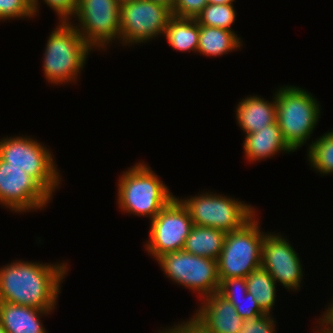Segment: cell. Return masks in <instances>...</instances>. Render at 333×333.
<instances>
[{"label":"cell","mask_w":333,"mask_h":333,"mask_svg":"<svg viewBox=\"0 0 333 333\" xmlns=\"http://www.w3.org/2000/svg\"><path fill=\"white\" fill-rule=\"evenodd\" d=\"M68 264L16 260L0 267V301L55 309Z\"/></svg>","instance_id":"6da1fadb"},{"label":"cell","mask_w":333,"mask_h":333,"mask_svg":"<svg viewBox=\"0 0 333 333\" xmlns=\"http://www.w3.org/2000/svg\"><path fill=\"white\" fill-rule=\"evenodd\" d=\"M43 58V73L51 84L75 82L92 48L72 21H60L49 34Z\"/></svg>","instance_id":"7a4b0ae2"},{"label":"cell","mask_w":333,"mask_h":333,"mask_svg":"<svg viewBox=\"0 0 333 333\" xmlns=\"http://www.w3.org/2000/svg\"><path fill=\"white\" fill-rule=\"evenodd\" d=\"M118 207L152 220L175 196L148 165L136 163L119 177Z\"/></svg>","instance_id":"3957f363"},{"label":"cell","mask_w":333,"mask_h":333,"mask_svg":"<svg viewBox=\"0 0 333 333\" xmlns=\"http://www.w3.org/2000/svg\"><path fill=\"white\" fill-rule=\"evenodd\" d=\"M276 121L287 146L295 152L316 128L320 117V105L310 92L297 86L285 85L275 92Z\"/></svg>","instance_id":"277c9868"},{"label":"cell","mask_w":333,"mask_h":333,"mask_svg":"<svg viewBox=\"0 0 333 333\" xmlns=\"http://www.w3.org/2000/svg\"><path fill=\"white\" fill-rule=\"evenodd\" d=\"M255 214L242 227L227 232L222 251L217 260L219 281L246 276L261 267L262 246L265 232Z\"/></svg>","instance_id":"5b68a950"},{"label":"cell","mask_w":333,"mask_h":333,"mask_svg":"<svg viewBox=\"0 0 333 333\" xmlns=\"http://www.w3.org/2000/svg\"><path fill=\"white\" fill-rule=\"evenodd\" d=\"M48 149L27 136L3 137L0 140V159L10 166L22 168L53 196L61 177Z\"/></svg>","instance_id":"8992f818"},{"label":"cell","mask_w":333,"mask_h":333,"mask_svg":"<svg viewBox=\"0 0 333 333\" xmlns=\"http://www.w3.org/2000/svg\"><path fill=\"white\" fill-rule=\"evenodd\" d=\"M180 200L187 207L194 225L226 233L239 229L256 214L253 206L222 194L202 192Z\"/></svg>","instance_id":"52a82bcc"},{"label":"cell","mask_w":333,"mask_h":333,"mask_svg":"<svg viewBox=\"0 0 333 333\" xmlns=\"http://www.w3.org/2000/svg\"><path fill=\"white\" fill-rule=\"evenodd\" d=\"M156 261L166 277L198 292L201 298L218 293L220 281L217 260L180 250L166 253Z\"/></svg>","instance_id":"ba28073f"},{"label":"cell","mask_w":333,"mask_h":333,"mask_svg":"<svg viewBox=\"0 0 333 333\" xmlns=\"http://www.w3.org/2000/svg\"><path fill=\"white\" fill-rule=\"evenodd\" d=\"M172 17L169 7L152 0H133L120 6V42L123 46L147 42L164 34Z\"/></svg>","instance_id":"9c48e42d"},{"label":"cell","mask_w":333,"mask_h":333,"mask_svg":"<svg viewBox=\"0 0 333 333\" xmlns=\"http://www.w3.org/2000/svg\"><path fill=\"white\" fill-rule=\"evenodd\" d=\"M193 220L179 197H174L151 221L150 239L145 247L155 260L162 255L183 250L193 228Z\"/></svg>","instance_id":"30bf717a"},{"label":"cell","mask_w":333,"mask_h":333,"mask_svg":"<svg viewBox=\"0 0 333 333\" xmlns=\"http://www.w3.org/2000/svg\"><path fill=\"white\" fill-rule=\"evenodd\" d=\"M120 6L118 0H79L75 28L93 50L120 40Z\"/></svg>","instance_id":"8fae6325"},{"label":"cell","mask_w":333,"mask_h":333,"mask_svg":"<svg viewBox=\"0 0 333 333\" xmlns=\"http://www.w3.org/2000/svg\"><path fill=\"white\" fill-rule=\"evenodd\" d=\"M52 196L22 168L0 159V204L14 212L43 209Z\"/></svg>","instance_id":"7c38bea8"},{"label":"cell","mask_w":333,"mask_h":333,"mask_svg":"<svg viewBox=\"0 0 333 333\" xmlns=\"http://www.w3.org/2000/svg\"><path fill=\"white\" fill-rule=\"evenodd\" d=\"M261 267H263L285 289H300L303 277L301 260L295 249L279 233H266L263 239Z\"/></svg>","instance_id":"4fadbf2b"},{"label":"cell","mask_w":333,"mask_h":333,"mask_svg":"<svg viewBox=\"0 0 333 333\" xmlns=\"http://www.w3.org/2000/svg\"><path fill=\"white\" fill-rule=\"evenodd\" d=\"M199 309L189 318L203 333H238L243 319L234 305L218 293L206 296Z\"/></svg>","instance_id":"5bb4252c"},{"label":"cell","mask_w":333,"mask_h":333,"mask_svg":"<svg viewBox=\"0 0 333 333\" xmlns=\"http://www.w3.org/2000/svg\"><path fill=\"white\" fill-rule=\"evenodd\" d=\"M271 101L261 96H247L237 104L236 119L243 132L251 134L260 131L261 128L276 122L277 106L276 95Z\"/></svg>","instance_id":"9a60e30c"},{"label":"cell","mask_w":333,"mask_h":333,"mask_svg":"<svg viewBox=\"0 0 333 333\" xmlns=\"http://www.w3.org/2000/svg\"><path fill=\"white\" fill-rule=\"evenodd\" d=\"M53 310L0 301V321L7 333H46L40 318Z\"/></svg>","instance_id":"2e32d148"},{"label":"cell","mask_w":333,"mask_h":333,"mask_svg":"<svg viewBox=\"0 0 333 333\" xmlns=\"http://www.w3.org/2000/svg\"><path fill=\"white\" fill-rule=\"evenodd\" d=\"M243 149L247 160L252 163L271 158L281 151L293 152L283 139L277 121L261 128L260 131L245 135Z\"/></svg>","instance_id":"e0dca14e"},{"label":"cell","mask_w":333,"mask_h":333,"mask_svg":"<svg viewBox=\"0 0 333 333\" xmlns=\"http://www.w3.org/2000/svg\"><path fill=\"white\" fill-rule=\"evenodd\" d=\"M241 45L242 41L235 31L199 25L197 53L216 57L235 51Z\"/></svg>","instance_id":"ac0fdd59"},{"label":"cell","mask_w":333,"mask_h":333,"mask_svg":"<svg viewBox=\"0 0 333 333\" xmlns=\"http://www.w3.org/2000/svg\"><path fill=\"white\" fill-rule=\"evenodd\" d=\"M226 232L221 229L194 225L186 238L183 250L197 256L218 260Z\"/></svg>","instance_id":"d6986e66"},{"label":"cell","mask_w":333,"mask_h":333,"mask_svg":"<svg viewBox=\"0 0 333 333\" xmlns=\"http://www.w3.org/2000/svg\"><path fill=\"white\" fill-rule=\"evenodd\" d=\"M163 36L169 45L179 52H197L199 24L196 19L172 16L168 20Z\"/></svg>","instance_id":"ffe728a7"},{"label":"cell","mask_w":333,"mask_h":333,"mask_svg":"<svg viewBox=\"0 0 333 333\" xmlns=\"http://www.w3.org/2000/svg\"><path fill=\"white\" fill-rule=\"evenodd\" d=\"M247 290L252 294L261 310L271 314L276 300V282L263 268L259 267L246 276Z\"/></svg>","instance_id":"44dd1931"},{"label":"cell","mask_w":333,"mask_h":333,"mask_svg":"<svg viewBox=\"0 0 333 333\" xmlns=\"http://www.w3.org/2000/svg\"><path fill=\"white\" fill-rule=\"evenodd\" d=\"M308 147L310 166L323 176L333 173V130L311 142Z\"/></svg>","instance_id":"7402d4cb"},{"label":"cell","mask_w":333,"mask_h":333,"mask_svg":"<svg viewBox=\"0 0 333 333\" xmlns=\"http://www.w3.org/2000/svg\"><path fill=\"white\" fill-rule=\"evenodd\" d=\"M195 19L199 25L233 31L231 26L236 20V11L233 3L207 4Z\"/></svg>","instance_id":"603a6c76"},{"label":"cell","mask_w":333,"mask_h":333,"mask_svg":"<svg viewBox=\"0 0 333 333\" xmlns=\"http://www.w3.org/2000/svg\"><path fill=\"white\" fill-rule=\"evenodd\" d=\"M34 16L31 0H0V20Z\"/></svg>","instance_id":"cb8c5ba5"},{"label":"cell","mask_w":333,"mask_h":333,"mask_svg":"<svg viewBox=\"0 0 333 333\" xmlns=\"http://www.w3.org/2000/svg\"><path fill=\"white\" fill-rule=\"evenodd\" d=\"M51 9H53L60 21H70L77 11L79 0H43ZM34 16H37L39 0H31ZM70 18V19H69Z\"/></svg>","instance_id":"d4e9b609"},{"label":"cell","mask_w":333,"mask_h":333,"mask_svg":"<svg viewBox=\"0 0 333 333\" xmlns=\"http://www.w3.org/2000/svg\"><path fill=\"white\" fill-rule=\"evenodd\" d=\"M223 298L234 305L238 315L243 320L265 314L259 307L258 303L255 301L252 294L249 292H247L245 296Z\"/></svg>","instance_id":"484cf974"},{"label":"cell","mask_w":333,"mask_h":333,"mask_svg":"<svg viewBox=\"0 0 333 333\" xmlns=\"http://www.w3.org/2000/svg\"><path fill=\"white\" fill-rule=\"evenodd\" d=\"M271 314H263L250 319H244L238 333H275V320Z\"/></svg>","instance_id":"4316f807"},{"label":"cell","mask_w":333,"mask_h":333,"mask_svg":"<svg viewBox=\"0 0 333 333\" xmlns=\"http://www.w3.org/2000/svg\"><path fill=\"white\" fill-rule=\"evenodd\" d=\"M207 4V0H175L171 9L172 16L195 19Z\"/></svg>","instance_id":"83f0119b"},{"label":"cell","mask_w":333,"mask_h":333,"mask_svg":"<svg viewBox=\"0 0 333 333\" xmlns=\"http://www.w3.org/2000/svg\"><path fill=\"white\" fill-rule=\"evenodd\" d=\"M246 278L235 277L220 281L218 294L222 297H239L247 294Z\"/></svg>","instance_id":"f1b7e54d"},{"label":"cell","mask_w":333,"mask_h":333,"mask_svg":"<svg viewBox=\"0 0 333 333\" xmlns=\"http://www.w3.org/2000/svg\"><path fill=\"white\" fill-rule=\"evenodd\" d=\"M159 333H203L193 322L190 320L182 323L175 324L172 328L163 329Z\"/></svg>","instance_id":"f546056e"},{"label":"cell","mask_w":333,"mask_h":333,"mask_svg":"<svg viewBox=\"0 0 333 333\" xmlns=\"http://www.w3.org/2000/svg\"><path fill=\"white\" fill-rule=\"evenodd\" d=\"M333 302V299H331ZM328 306V309L323 312L322 317L319 318L318 323L320 322V326L318 328L317 333H328L329 331H333V303ZM322 326V327H321Z\"/></svg>","instance_id":"4dcf8cb0"},{"label":"cell","mask_w":333,"mask_h":333,"mask_svg":"<svg viewBox=\"0 0 333 333\" xmlns=\"http://www.w3.org/2000/svg\"><path fill=\"white\" fill-rule=\"evenodd\" d=\"M208 4H229L234 3L235 0H207Z\"/></svg>","instance_id":"1f68e13d"},{"label":"cell","mask_w":333,"mask_h":333,"mask_svg":"<svg viewBox=\"0 0 333 333\" xmlns=\"http://www.w3.org/2000/svg\"><path fill=\"white\" fill-rule=\"evenodd\" d=\"M152 1L164 4L167 7H169L170 9H172L173 4L175 2V0H152Z\"/></svg>","instance_id":"d6a6232c"},{"label":"cell","mask_w":333,"mask_h":333,"mask_svg":"<svg viewBox=\"0 0 333 333\" xmlns=\"http://www.w3.org/2000/svg\"><path fill=\"white\" fill-rule=\"evenodd\" d=\"M0 333H7L5 329L3 328L1 321H0Z\"/></svg>","instance_id":"836d02e7"},{"label":"cell","mask_w":333,"mask_h":333,"mask_svg":"<svg viewBox=\"0 0 333 333\" xmlns=\"http://www.w3.org/2000/svg\"><path fill=\"white\" fill-rule=\"evenodd\" d=\"M119 1V3L121 4V3H125V2H127V1H133V0H118Z\"/></svg>","instance_id":"e575fe53"}]
</instances>
